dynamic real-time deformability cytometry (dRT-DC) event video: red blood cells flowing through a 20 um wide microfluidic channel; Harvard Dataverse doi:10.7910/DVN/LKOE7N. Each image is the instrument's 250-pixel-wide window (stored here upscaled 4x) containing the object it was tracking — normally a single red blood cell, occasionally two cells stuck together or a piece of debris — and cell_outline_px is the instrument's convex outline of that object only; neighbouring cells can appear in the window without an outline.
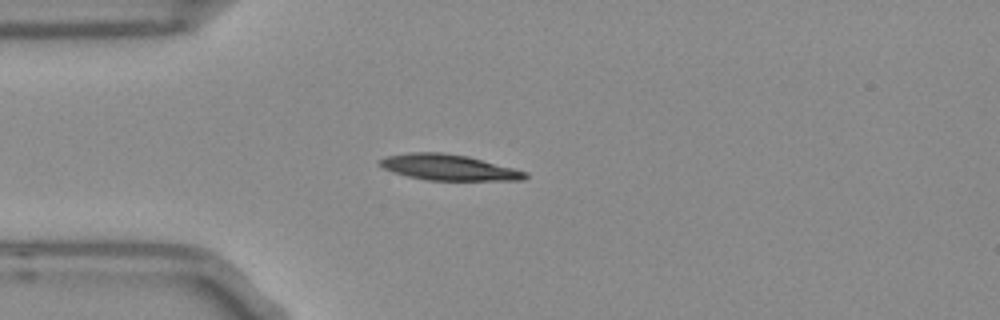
{"species": "Egyptian fruit bat (a non-hibernating species)", "species_latin": "Rousettus aegyptiacus", "temperature_condition": "room temperature", "stored_images_in_passage": 36, "camera_frame_rate_fps": 3000, "um_per_image_px": 0.085, "frame": {"image": 1, "passage_image": 1, "time_ms": 0.0, "image_size_px": [1000, 320], "cell_outline_px": [[528, 176], [520, 180], [428, 180], [408, 176], [384, 168], [376, 164], [376, 160], [388, 156], [408, 152], [440, 152], [468, 156], [528, 172]], "centroid_in_image_um": [38.1, 14.22], "position_along_channel_um": 46.9, "area_um2": 21.73}}
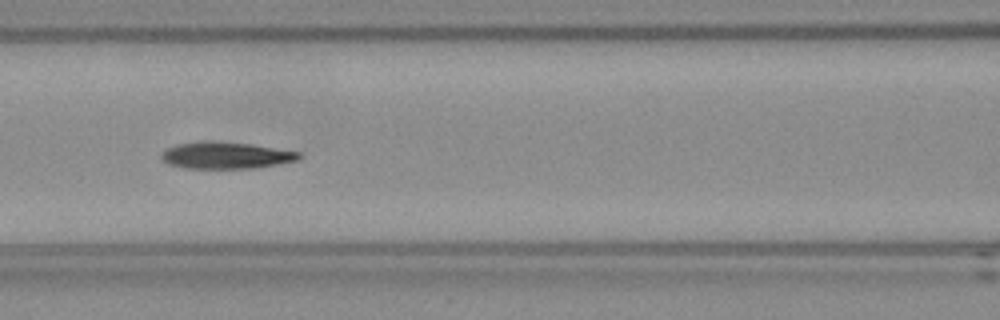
{"frame": {"image": 2, "passage_image": 10, "time_ms": 3.0, "image_size_px": [1000, 320], "cell_outline_px": [[300, 156], [296, 160], [256, 168], [188, 168], [168, 164], [160, 156], [168, 148], [176, 144], [200, 140], [212, 140], [252, 144], [300, 152]], "centroid_in_image_um": [19.17, 13.18], "position_along_channel_um": 147.4, "area_um2": 21.39}}
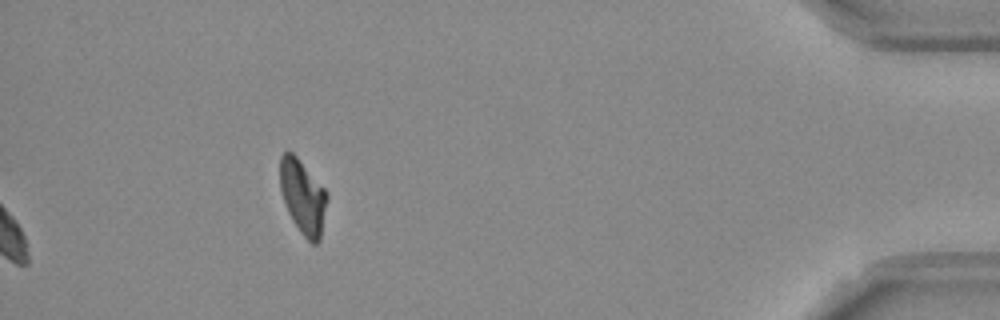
{"frame": {"image": 3, "passage_image": 36, "time_ms": 11.667, "image_size_px": [1000, 320], "cell_outline_px": [[328, 200], [320, 240], [316, 244], [312, 244], [300, 232], [292, 220], [288, 212], [280, 188], [280, 156], [284, 152], [292, 152], [296, 156], [328, 192]], "centroid_in_image_um": [25.76, 16.74], "position_along_channel_um": 409.4, "area_um2": 20.35}, "authors_computed_cell_mechanics": {"area_um2": 21.386, "velocity_mm_per_s": 3.7455, "shape_relaxation_time_tau1_ms": 8.662, "shape_relaxation_time_tau2_ms": null, "deformation_change_tau1": 0.2113, "deformation_change_tau2": null}}